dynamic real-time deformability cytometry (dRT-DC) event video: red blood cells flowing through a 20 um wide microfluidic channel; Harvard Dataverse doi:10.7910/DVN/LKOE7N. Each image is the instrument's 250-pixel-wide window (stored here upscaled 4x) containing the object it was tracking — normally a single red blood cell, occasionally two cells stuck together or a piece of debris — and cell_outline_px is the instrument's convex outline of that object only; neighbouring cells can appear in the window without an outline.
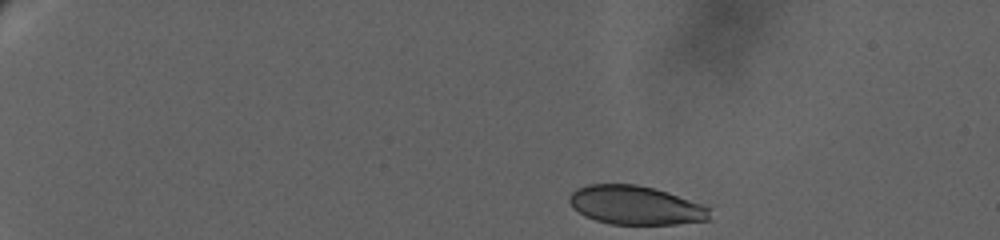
{"species": "human", "species_latin": "Homo sapiens", "temperature_condition": "warm", "stored_images_in_passage": 127, "camera_frame_rate_fps": 3000, "um_per_image_px": 0.085, "donor": {"sex": "female"}, "frame": {"image": 1, "passage_image": 1, "time_ms": 0.0, "image_size_px": [1000, 240], "cell_outline_px": [[708, 220], [676, 224], [612, 224], [596, 220], [584, 216], [572, 208], [568, 200], [568, 196], [576, 188], [588, 184], [636, 184], [668, 192], [700, 204], [708, 208]], "centroid_in_image_um": [53.94, 17.44], "position_along_channel_um": 31.1, "area_um2": 31.56}}
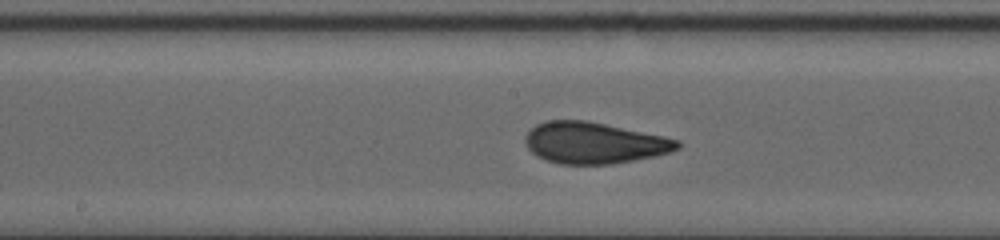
{"frame": {"image": 2, "passage_image": 50, "time_ms": 10.0, "image_size_px": [1000, 240], "cell_outline_px": [[680, 148], [672, 152], [656, 156], [612, 164], [560, 164], [544, 160], [536, 156], [528, 148], [524, 140], [524, 136], [536, 124], [548, 120], [588, 120], [664, 136], [680, 140]], "centroid_in_image_um": [50.51, 12.14], "position_along_channel_um": 197.7, "area_um2": 36.99}}
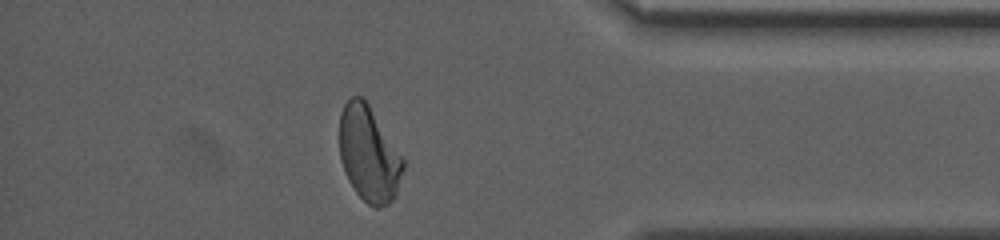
{"frame": {"image": 3, "passage_image": 102, "time_ms": 17.667, "image_size_px": [1000, 240], "cell_outline_px": [[404, 168], [396, 196], [388, 204], [376, 208], [368, 204], [356, 192], [348, 180], [344, 172], [340, 160], [340, 112], [344, 104], [352, 96], [364, 96], [404, 160]], "centroid_in_image_um": [31.34, 13.08], "position_along_channel_um": 403.9, "area_um2": 35.43}, "authors_computed_cell_mechanics": {"area_um2": 35.4314, "velocity_mm_per_s": 2.9063, "shape_relaxation_time_tau1_ms": 6.7103, "shape_relaxation_time_tau2_ms": 1.1467, "deformation_change_tau1": 0.1895, "deformation_change_tau2": 0.0563}}